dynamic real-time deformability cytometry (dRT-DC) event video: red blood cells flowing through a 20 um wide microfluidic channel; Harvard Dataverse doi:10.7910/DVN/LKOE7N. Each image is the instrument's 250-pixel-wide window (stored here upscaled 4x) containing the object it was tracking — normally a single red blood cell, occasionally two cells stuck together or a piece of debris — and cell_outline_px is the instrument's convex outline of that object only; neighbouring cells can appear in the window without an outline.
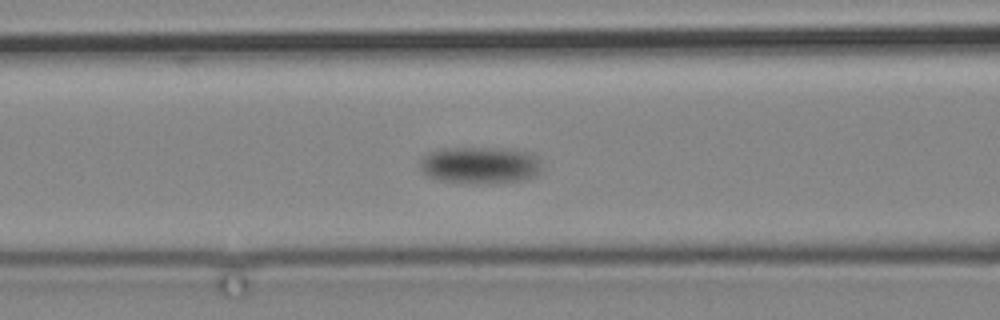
{"species": "common noctule bat (a hibernating species)", "species_latin": "Nyctalus noctula", "temperature_condition": "cold", "stored_images_in_passage": 15, "camera_frame_rate_fps": 3000, "um_per_image_px": 0.085, "animal": {"sex": "male", "body_mass_g": 19.2, "forearm_length_mm": 51.8}, "frame": {"image": 1, "passage_image": 15, "time_ms": 17.667, "image_size_px": [1000, 320], "cell_outline_px": [[540, 172], [536, 176], [524, 180], [480, 184], [472, 184], [440, 180], [428, 176], [420, 168], [420, 160], [428, 152], [440, 148], [492, 148], [528, 152], [536, 156], [540, 168]], "centroid_in_image_um": [40.76, 14.05], "position_along_channel_um": 125.8, "area_um2": 26.18}}